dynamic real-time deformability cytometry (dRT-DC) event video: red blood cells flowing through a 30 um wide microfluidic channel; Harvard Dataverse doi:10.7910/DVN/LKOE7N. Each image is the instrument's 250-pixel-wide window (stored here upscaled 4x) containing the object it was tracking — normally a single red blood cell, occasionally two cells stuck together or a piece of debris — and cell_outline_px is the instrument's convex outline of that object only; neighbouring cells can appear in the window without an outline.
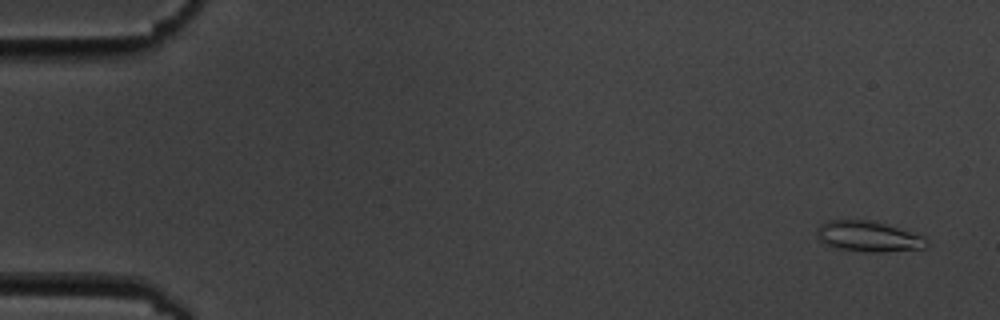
{"species": "common noctule bat (a hibernating species)", "species_latin": "Nyctalus noctula", "temperature_condition": "cold", "stored_images_in_passage": 5, "camera_frame_rate_fps": 3000, "um_per_image_px": 0.085, "animal": {"sex": "male", "body_mass_g": 19.5, "forearm_length_mm": 54.6}, "frame": {"image": 1, "passage_image": 1, "time_ms": 0.0, "image_size_px": [1000, 320], "cell_outline_px": [[928, 244], [924, 248], [880, 252], [864, 252], [836, 248], [820, 240], [816, 236], [816, 228], [820, 224], [828, 220], [868, 220], [884, 224], [924, 236], [928, 240]], "centroid_in_image_um": [73.78, 20.1], "position_along_channel_um": 11.2, "area_um2": 19.42}}
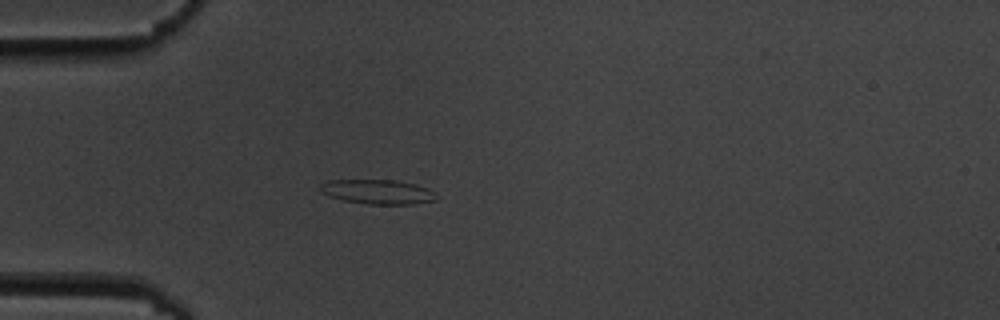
{"frame": {"image": 2, "passage_image": 5, "time_ms": 4.667, "image_size_px": [1000, 320], "cell_outline_px": [[440, 196], [436, 200], [412, 204], [368, 204], [344, 200], [328, 196], [320, 192], [320, 184], [328, 180], [396, 180], [416, 184], [428, 188], [436, 192]], "centroid_in_image_um": [32.14, 16.3], "position_along_channel_um": 52.9, "area_um2": 16.76}}